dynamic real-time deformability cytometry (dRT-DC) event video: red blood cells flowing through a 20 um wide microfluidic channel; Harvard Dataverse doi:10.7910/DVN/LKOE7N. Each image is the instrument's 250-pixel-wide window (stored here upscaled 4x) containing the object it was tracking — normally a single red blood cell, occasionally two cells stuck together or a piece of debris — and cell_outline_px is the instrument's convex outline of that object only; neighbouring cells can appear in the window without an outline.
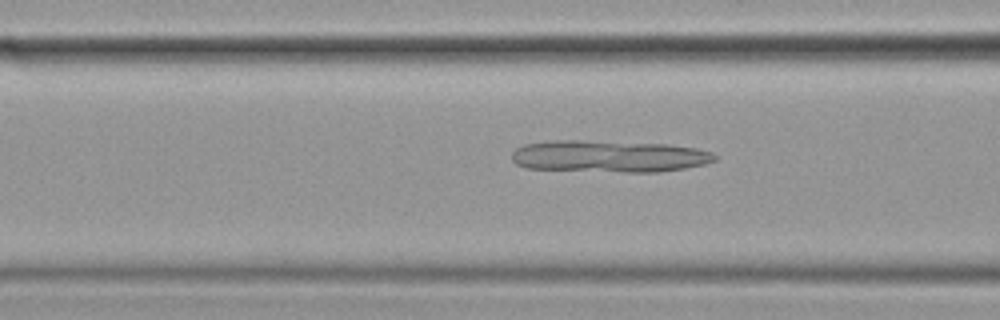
{"species": "common noctule bat (a hibernating species)", "species_latin": "Nyctalus noctula", "temperature_condition": "cold", "stored_images_in_passage": 42, "camera_frame_rate_fps": 3000, "um_per_image_px": 0.085, "animal": {"sex": "female", "body_mass_g": 19.9}, "frame": {"image": 1, "passage_image": 7, "time_ms": 2.0, "image_size_px": [1000, 320], "cell_outline_px": [[716, 160], [704, 164], [684, 168], [660, 172], [624, 172], [528, 168], [516, 164], [512, 160], [512, 152], [516, 148], [524, 144], [556, 140], [580, 140], [668, 144], [696, 148], [712, 152], [716, 156]], "centroid_in_image_um": [51.77, 13.28], "position_along_channel_um": 114.8, "area_um2": 37.74}}
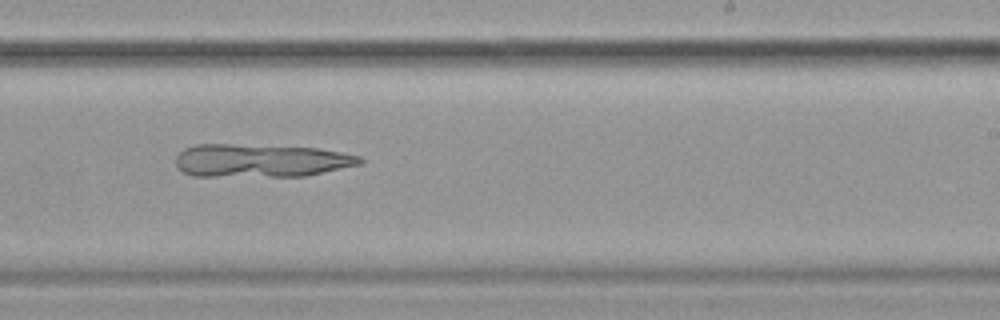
{"frame": {"image": 2, "passage_image": 20, "time_ms": 6.333, "image_size_px": [1000, 320], "cell_outline_px": [[364, 164], [304, 176], [192, 176], [176, 168], [176, 156], [184, 148], [196, 144], [232, 144], [320, 148], [360, 156], [364, 160]], "centroid_in_image_um": [22.17, 13.65], "position_along_channel_um": 266.8, "area_um2": 35.78}}
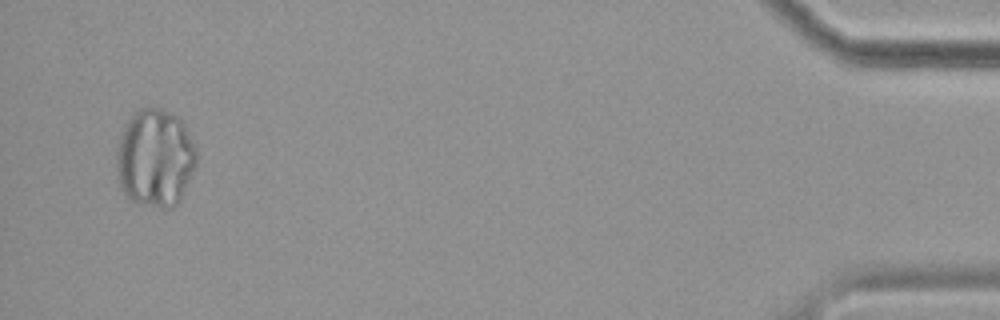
{"frame": {"image": 3, "passage_image": 40, "time_ms": 13.0, "image_size_px": [1000, 320], "cell_outline_px": [[196, 164], [180, 200], [172, 208], [160, 208], [140, 204], [132, 200], [124, 192], [120, 184], [116, 156], [120, 136], [132, 112], [140, 108], [160, 108], [180, 116], [184, 120], [196, 148]], "centroid_in_image_um": [13.22, 13.4], "position_along_channel_um": 422.0, "area_um2": 45.84}}